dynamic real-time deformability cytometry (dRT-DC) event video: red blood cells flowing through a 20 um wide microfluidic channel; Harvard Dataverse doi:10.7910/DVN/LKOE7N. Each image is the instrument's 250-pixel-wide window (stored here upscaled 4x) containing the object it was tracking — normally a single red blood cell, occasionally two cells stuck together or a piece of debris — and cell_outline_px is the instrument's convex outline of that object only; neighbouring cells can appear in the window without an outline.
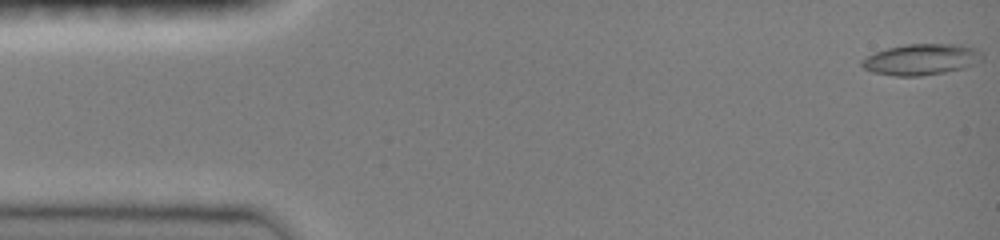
{"species": "common noctule bat (a hibernating species)", "species_latin": "Nyctalus noctula", "temperature_condition": "room temperature", "stored_images_in_passage": 47, "camera_frame_rate_fps": 3000, "um_per_image_px": 0.085, "animal": {"sex": "female", "body_mass_g": 19.0, "forearm_length_mm": 51.5}, "frame": {"image": 1, "passage_image": 1, "time_ms": 0.0, "image_size_px": [1000, 240], "cell_outline_px": [[984, 56], [980, 60], [964, 68], [944, 72], [920, 76], [896, 76], [872, 72], [864, 68], [860, 64], [860, 60], [876, 52], [888, 48], [908, 44], [956, 44], [976, 48]], "centroid_in_image_um": [78.29, 5.05], "position_along_channel_um": 6.7, "area_um2": 21.62}}
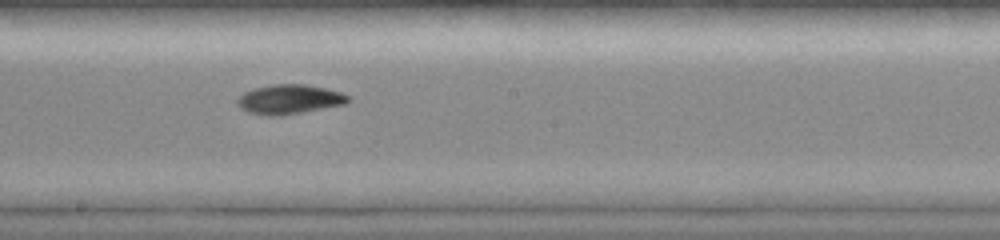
{"frame": {"image": 2, "passage_image": 26, "time_ms": 8.333, "image_size_px": [1000, 240], "cell_outline_px": [[352, 100], [344, 104], [304, 112], [280, 116], [268, 116], [248, 112], [240, 108], [236, 104], [236, 100], [244, 92], [252, 88], [272, 84], [304, 84], [324, 88], [340, 92], [352, 96]], "centroid_in_image_um": [24.59, 8.44], "position_along_channel_um": 223.6, "area_um2": 19.25}}
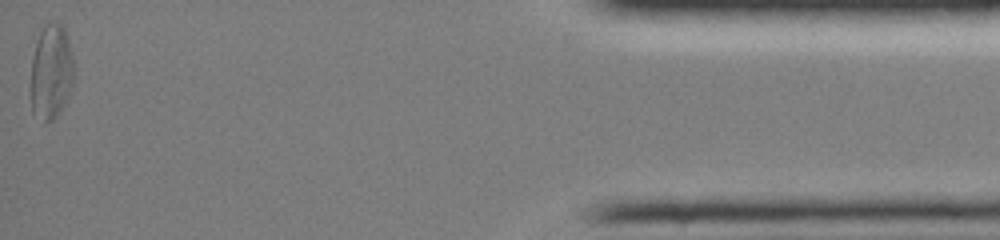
{"frame": {"image": 3, "passage_image": 47, "time_ms": 15.333, "image_size_px": [1000, 240], "cell_outline_px": [[72, 84], [64, 104], [56, 116], [52, 120], [44, 124], [32, 112], [28, 88], [32, 56], [40, 32], [44, 24], [48, 20], [56, 20], [64, 28], [68, 40], [72, 56]], "centroid_in_image_um": [4.28, 6.12], "position_along_channel_um": 430.9, "area_um2": 24.39}, "authors_computed_cell_mechanics": {"area_um2": 18.7272, "velocity_mm_per_s": 4.0656, "shape_relaxation_time_tau1_ms": 5.5873, "shape_relaxation_time_tau2_ms": null, "deformation_change_tau1": 0.1619, "deformation_change_tau2": null}}